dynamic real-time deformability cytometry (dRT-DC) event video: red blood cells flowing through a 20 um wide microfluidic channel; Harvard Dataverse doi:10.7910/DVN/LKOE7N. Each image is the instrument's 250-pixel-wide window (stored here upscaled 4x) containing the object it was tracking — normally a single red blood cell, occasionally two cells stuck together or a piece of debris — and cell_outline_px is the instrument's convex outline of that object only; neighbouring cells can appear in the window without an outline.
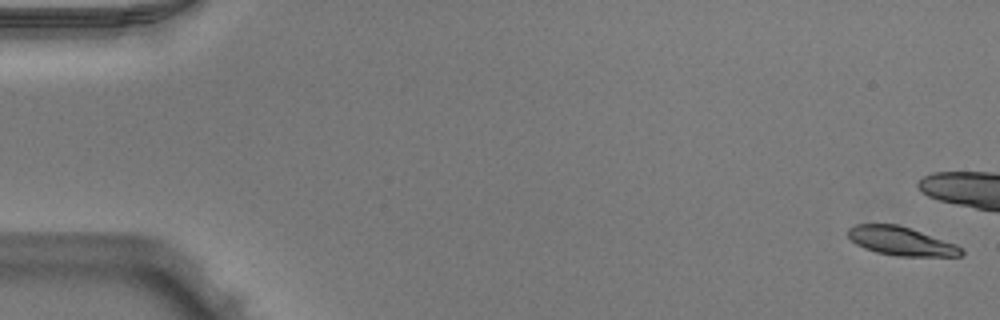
{"species": "Egyptian fruit bat (a non-hibernating species)", "species_latin": "Rousettus aegyptiacus", "temperature_condition": "warm", "stored_images_in_passage": 19, "camera_frame_rate_fps": 3000, "um_per_image_px": 0.085, "animal": {"sex": "male"}, "frame": {"image": 1, "passage_image": 1, "time_ms": 0.0, "image_size_px": [1000, 320], "cell_outline_px": [[964, 252], [960, 256], [896, 256], [876, 252], [864, 248], [856, 244], [848, 236], [848, 228], [856, 224], [896, 224], [956, 244], [964, 248]], "centroid_in_image_um": [76.59, 20.5], "position_along_channel_um": 8.4, "area_um2": 18.73}}